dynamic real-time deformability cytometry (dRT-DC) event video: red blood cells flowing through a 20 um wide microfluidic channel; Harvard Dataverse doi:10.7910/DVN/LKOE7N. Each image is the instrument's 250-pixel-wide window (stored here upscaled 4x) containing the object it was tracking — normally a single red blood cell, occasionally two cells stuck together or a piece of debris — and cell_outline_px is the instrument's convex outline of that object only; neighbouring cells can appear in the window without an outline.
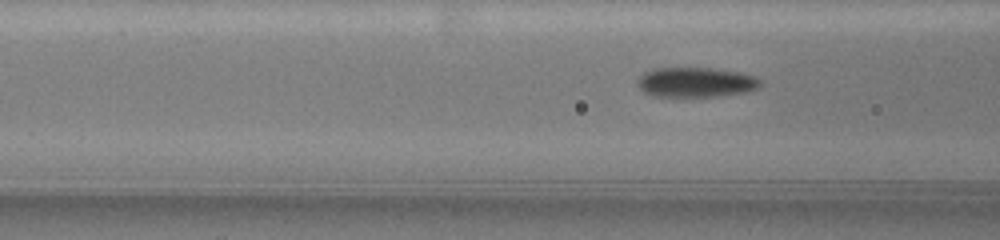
{"species": "common noctule bat (a hibernating species)", "species_latin": "Nyctalus noctula", "temperature_condition": "warm", "stored_images_in_passage": 22, "camera_frame_rate_fps": 3000, "um_per_image_px": 0.085, "animal": {"sex": "female", "body_mass_g": 19.5, "forearm_length_mm": 54.1}, "frame": {"image": 1, "passage_image": 15, "time_ms": 5.0, "image_size_px": [1000, 240], "cell_outline_px": [[760, 88], [744, 92], [716, 96], [652, 96], [644, 92], [640, 88], [640, 76], [644, 72], [656, 68], [708, 68], [740, 72], [756, 76], [760, 80]], "centroid_in_image_um": [59.18, 6.99], "position_along_channel_um": 107.4, "area_um2": 21.1}}
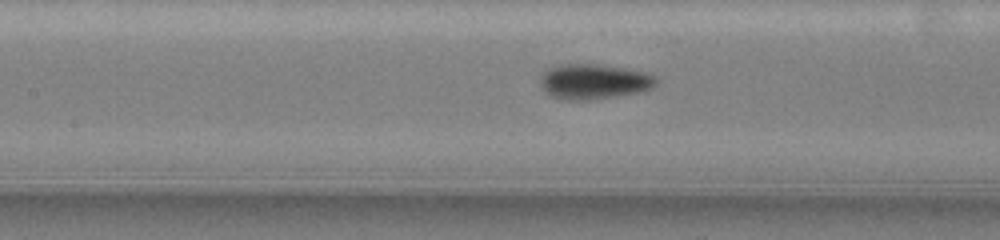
{"frame": {"image": 2, "passage_image": 19, "time_ms": 6.333, "image_size_px": [1000, 240], "cell_outline_px": [[656, 84], [652, 88], [636, 92], [616, 96], [592, 100], [560, 100], [548, 96], [544, 92], [540, 84], [540, 76], [548, 68], [556, 64], [596, 64], [624, 68], [644, 72], [656, 76]], "centroid_in_image_um": [50.4, 6.94], "position_along_channel_um": 157.0, "area_um2": 23.99}}